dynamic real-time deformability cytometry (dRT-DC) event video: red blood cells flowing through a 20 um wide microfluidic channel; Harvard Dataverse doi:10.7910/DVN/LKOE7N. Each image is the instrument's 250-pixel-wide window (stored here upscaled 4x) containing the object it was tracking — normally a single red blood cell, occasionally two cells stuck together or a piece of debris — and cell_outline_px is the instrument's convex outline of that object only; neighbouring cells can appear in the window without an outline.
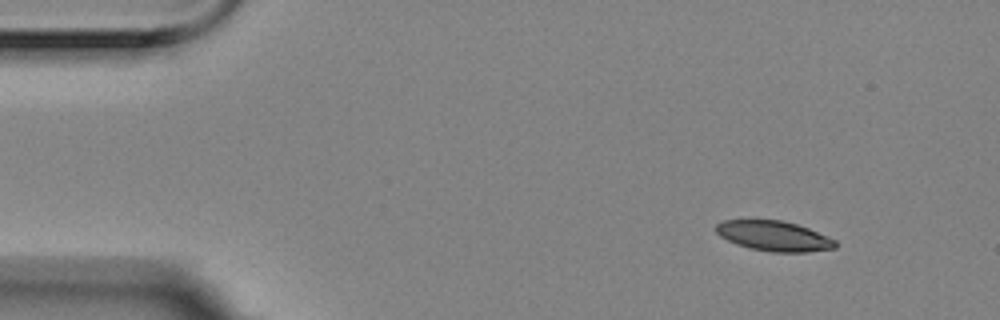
{"species": "Egyptian fruit bat (a non-hibernating species)", "species_latin": "Rousettus aegyptiacus", "temperature_condition": "room temperature", "stored_images_in_passage": 4, "camera_frame_rate_fps": 3000, "um_per_image_px": 0.085, "animal": {"sex": "female"}, "frame": {"image": 1, "passage_image": 1, "time_ms": 0.0, "image_size_px": [1000, 320], "cell_outline_px": [[836, 248], [808, 252], [772, 252], [748, 248], [736, 244], [720, 236], [716, 232], [716, 224], [724, 220], [780, 220], [796, 224], [808, 228], [828, 236], [836, 240]], "centroid_in_image_um": [65.79, 20.06], "position_along_channel_um": 19.2, "area_um2": 20.92}}
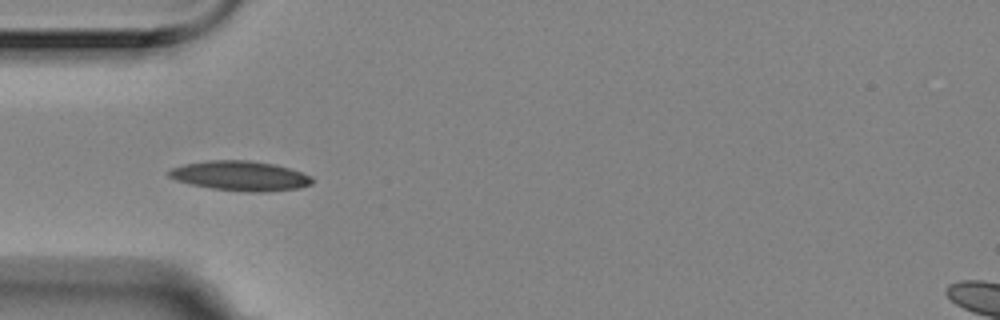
{"frame": {"image": 2, "passage_image": 3, "time_ms": 0.667, "image_size_px": [1000, 320], "cell_outline_px": [[312, 184], [300, 188], [264, 192], [248, 192], [212, 188], [192, 184], [176, 180], [168, 176], [168, 172], [172, 168], [184, 164], [208, 160], [248, 160], [276, 164], [312, 176]], "centroid_in_image_um": [20.44, 14.94], "position_along_channel_um": 64.6, "area_um2": 24.74}}
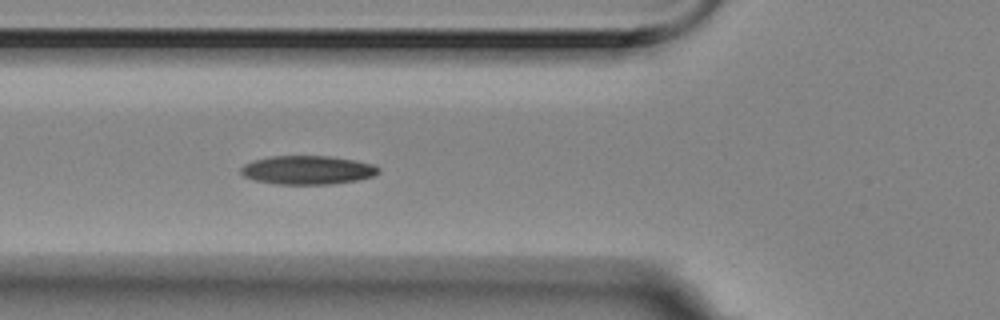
{"frame": {"image": 3, "passage_image": 4, "time_ms": 1.0, "image_size_px": [1000, 320], "cell_outline_px": [[380, 172], [372, 176], [356, 180], [332, 184], [272, 184], [252, 180], [244, 176], [240, 172], [240, 168], [244, 164], [252, 160], [272, 156], [328, 156], [356, 160], [372, 164], [380, 168]], "centroid_in_image_um": [26.1, 14.45], "position_along_channel_um": 99.7, "area_um2": 23.18}}